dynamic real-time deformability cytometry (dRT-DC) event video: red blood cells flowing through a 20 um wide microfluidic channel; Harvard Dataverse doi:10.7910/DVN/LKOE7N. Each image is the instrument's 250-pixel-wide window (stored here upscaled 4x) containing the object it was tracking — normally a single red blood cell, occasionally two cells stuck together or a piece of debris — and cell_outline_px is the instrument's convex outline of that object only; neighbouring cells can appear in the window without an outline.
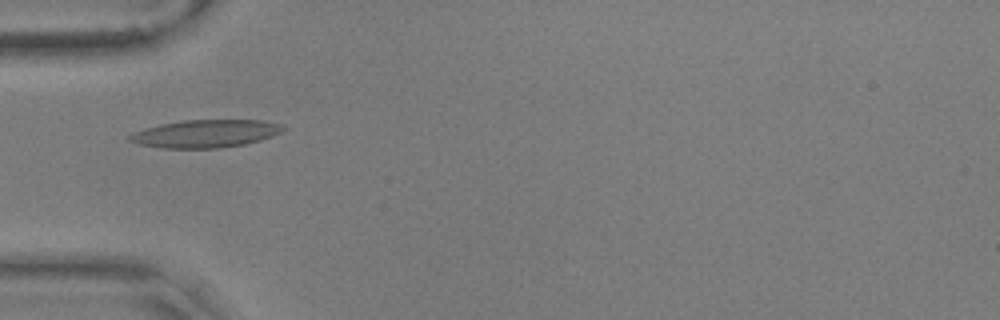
{"species": "common noctule bat (a hibernating species)", "species_latin": "Nyctalus noctula", "temperature_condition": "warm", "stored_images_in_passage": 14, "camera_frame_rate_fps": 3000, "um_per_image_px": 0.085, "animal": {"sex": "male", "body_mass_g": 17.9, "forearm_length_mm": 54.2}, "frame": {"image": 1, "passage_image": 3, "time_ms": 0.667, "image_size_px": [1000, 320], "cell_outline_px": [[284, 128], [280, 132], [272, 136], [260, 140], [244, 144], [220, 148], [164, 148], [140, 144], [128, 140], [128, 136], [136, 132], [160, 124], [184, 120], [264, 120], [280, 124]], "centroid_in_image_um": [17.49, 11.36], "position_along_channel_um": 67.5, "area_um2": 24.51}}